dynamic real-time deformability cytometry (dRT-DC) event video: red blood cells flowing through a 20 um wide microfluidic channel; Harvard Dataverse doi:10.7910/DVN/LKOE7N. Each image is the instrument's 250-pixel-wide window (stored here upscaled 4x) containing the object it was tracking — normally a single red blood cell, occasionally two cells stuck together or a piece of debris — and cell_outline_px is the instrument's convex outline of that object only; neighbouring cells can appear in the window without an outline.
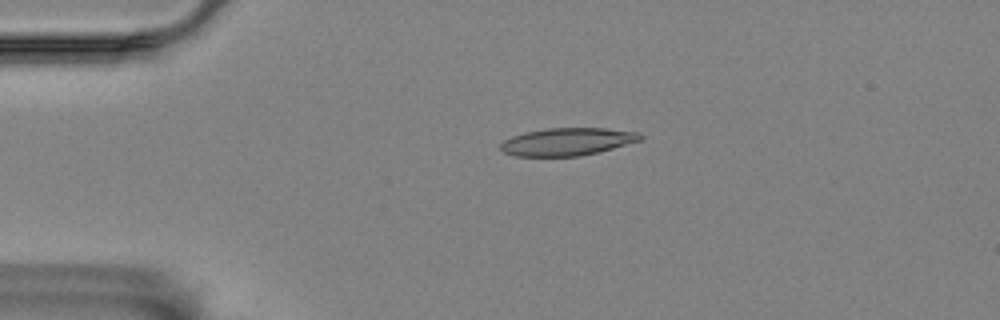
{"species": "Egyptian fruit bat (a non-hibernating species)", "species_latin": "Rousettus aegyptiacus", "temperature_condition": "room temperature", "stored_images_in_passage": 3, "camera_frame_rate_fps": 3000, "um_per_image_px": 0.085, "animal": {"sex": "female"}, "frame": {"image": 1, "passage_image": 2, "time_ms": 0.333, "image_size_px": [1000, 320], "cell_outline_px": [[644, 140], [600, 152], [580, 156], [516, 156], [504, 152], [500, 148], [500, 144], [504, 140], [512, 136], [524, 132], [548, 128], [604, 128], [640, 132], [644, 136]], "centroid_in_image_um": [48.29, 12.04], "position_along_channel_um": 36.7, "area_um2": 22.77}}